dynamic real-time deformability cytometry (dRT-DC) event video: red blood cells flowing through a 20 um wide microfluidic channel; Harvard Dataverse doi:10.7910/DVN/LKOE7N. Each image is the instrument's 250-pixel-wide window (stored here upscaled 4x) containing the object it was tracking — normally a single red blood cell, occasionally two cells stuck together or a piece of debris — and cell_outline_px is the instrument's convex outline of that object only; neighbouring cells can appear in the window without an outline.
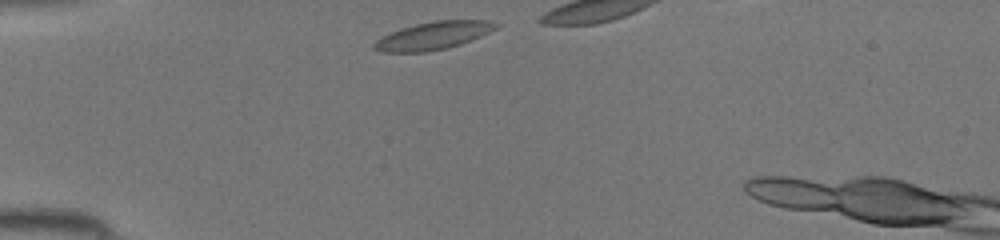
{"species": "common noctule bat (a hibernating species)", "species_latin": "Nyctalus noctula", "temperature_condition": "room temperature", "stored_images_in_passage": 9, "camera_frame_rate_fps": 3000, "um_per_image_px": 0.085, "animal": {"sex": "female", "body_mass_g": 19.5, "forearm_length_mm": 54.1}, "frame": {"image": 1, "passage_image": 1, "time_ms": 0.0, "image_size_px": [1000, 240], "cell_outline_px": [[500, 24], [496, 28], [480, 36], [460, 44], [448, 48], [424, 52], [380, 52], [372, 48], [372, 44], [376, 40], [400, 28], [416, 24], [436, 20], [488, 20]], "centroid_in_image_um": [36.8, 3.03], "position_along_channel_um": 48.2, "area_um2": 19.59}}
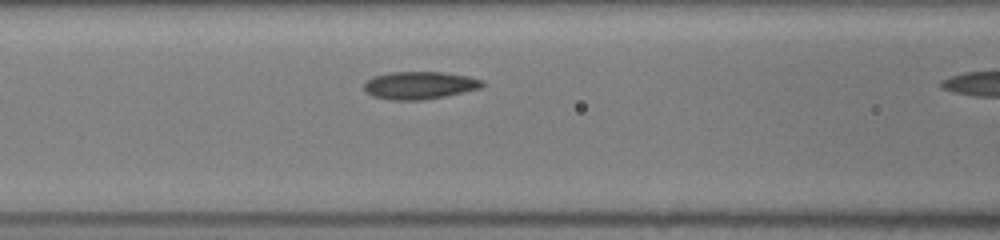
{"frame": {"image": 2, "passage_image": 8, "time_ms": 2.333, "image_size_px": [1000, 240], "cell_outline_px": [[484, 84], [480, 88], [444, 96], [424, 100], [388, 100], [372, 96], [364, 92], [364, 84], [372, 76], [388, 72], [444, 72], [468, 76], [484, 80]], "centroid_in_image_um": [35.62, 7.25], "position_along_channel_um": 131.0, "area_um2": 19.19}}